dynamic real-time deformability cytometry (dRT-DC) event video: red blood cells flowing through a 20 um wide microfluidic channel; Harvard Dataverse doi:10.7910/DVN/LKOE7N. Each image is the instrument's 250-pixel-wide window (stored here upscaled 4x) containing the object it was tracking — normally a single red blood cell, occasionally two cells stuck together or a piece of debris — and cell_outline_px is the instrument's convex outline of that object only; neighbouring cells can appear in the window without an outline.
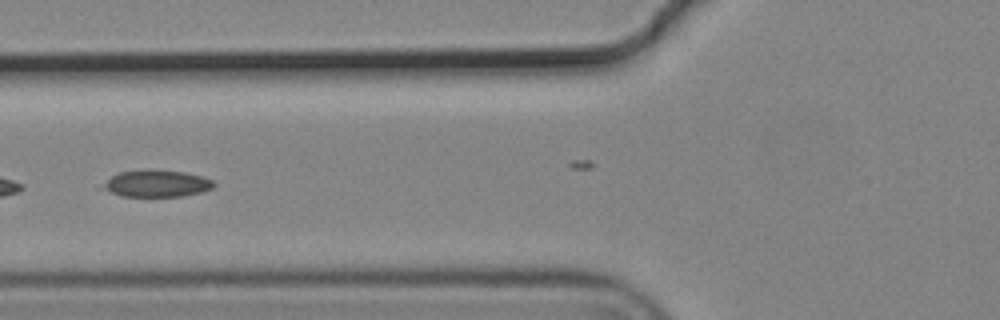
{"species": "common noctule bat (a hibernating species)", "species_latin": "Nyctalus noctula", "temperature_condition": "cold", "stored_images_in_passage": 8, "camera_frame_rate_fps": 3000, "um_per_image_px": 0.085, "animal": {"sex": "male", "body_mass_g": 19.2, "forearm_length_mm": 51.8}, "frame": {"image": 1, "passage_image": 7, "time_ms": 2.0, "image_size_px": [1000, 320], "cell_outline_px": [[216, 184], [212, 188], [200, 192], [184, 196], [124, 196], [112, 192], [104, 188], [104, 184], [112, 176], [120, 172], [184, 172], [204, 176], [212, 180]], "centroid_in_image_um": [13.41, 15.63], "position_along_channel_um": 112.4, "area_um2": 16.36}}